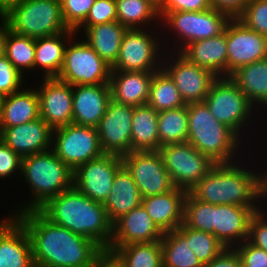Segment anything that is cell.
Returning a JSON list of instances; mask_svg holds the SVG:
<instances>
[{"label": "cell", "mask_w": 267, "mask_h": 267, "mask_svg": "<svg viewBox=\"0 0 267 267\" xmlns=\"http://www.w3.org/2000/svg\"><path fill=\"white\" fill-rule=\"evenodd\" d=\"M14 216L30 237L35 267H92L105 252L95 241L53 223L40 210Z\"/></svg>", "instance_id": "cell-1"}, {"label": "cell", "mask_w": 267, "mask_h": 267, "mask_svg": "<svg viewBox=\"0 0 267 267\" xmlns=\"http://www.w3.org/2000/svg\"><path fill=\"white\" fill-rule=\"evenodd\" d=\"M39 210L53 223L95 241L104 251L110 247L113 224L103 203L93 201L74 186L51 198Z\"/></svg>", "instance_id": "cell-2"}, {"label": "cell", "mask_w": 267, "mask_h": 267, "mask_svg": "<svg viewBox=\"0 0 267 267\" xmlns=\"http://www.w3.org/2000/svg\"><path fill=\"white\" fill-rule=\"evenodd\" d=\"M189 192L214 205L261 207L256 204L261 198L260 174L238 167L236 161L215 164Z\"/></svg>", "instance_id": "cell-3"}, {"label": "cell", "mask_w": 267, "mask_h": 267, "mask_svg": "<svg viewBox=\"0 0 267 267\" xmlns=\"http://www.w3.org/2000/svg\"><path fill=\"white\" fill-rule=\"evenodd\" d=\"M20 174L27 186L30 185L33 197L21 210L16 209V214L39 210L51 198L73 186V171L52 150L23 157Z\"/></svg>", "instance_id": "cell-4"}, {"label": "cell", "mask_w": 267, "mask_h": 267, "mask_svg": "<svg viewBox=\"0 0 267 267\" xmlns=\"http://www.w3.org/2000/svg\"><path fill=\"white\" fill-rule=\"evenodd\" d=\"M240 140V136L212 115L205 102L188 104L187 141L214 163L234 162Z\"/></svg>", "instance_id": "cell-5"}, {"label": "cell", "mask_w": 267, "mask_h": 267, "mask_svg": "<svg viewBox=\"0 0 267 267\" xmlns=\"http://www.w3.org/2000/svg\"><path fill=\"white\" fill-rule=\"evenodd\" d=\"M0 17L11 31L34 39L70 30L63 19L60 0H23Z\"/></svg>", "instance_id": "cell-6"}, {"label": "cell", "mask_w": 267, "mask_h": 267, "mask_svg": "<svg viewBox=\"0 0 267 267\" xmlns=\"http://www.w3.org/2000/svg\"><path fill=\"white\" fill-rule=\"evenodd\" d=\"M204 102L219 122L241 138L240 129L243 131L245 124H249L254 105L229 76H220L214 81Z\"/></svg>", "instance_id": "cell-7"}, {"label": "cell", "mask_w": 267, "mask_h": 267, "mask_svg": "<svg viewBox=\"0 0 267 267\" xmlns=\"http://www.w3.org/2000/svg\"><path fill=\"white\" fill-rule=\"evenodd\" d=\"M159 15L160 20L163 19L165 25L168 24L167 27H172L170 30L175 31L172 35L176 34V38L179 36L177 39L181 40V47H177V52L180 51V53L190 43L219 36L231 19L227 13L213 7L197 12H159Z\"/></svg>", "instance_id": "cell-8"}, {"label": "cell", "mask_w": 267, "mask_h": 267, "mask_svg": "<svg viewBox=\"0 0 267 267\" xmlns=\"http://www.w3.org/2000/svg\"><path fill=\"white\" fill-rule=\"evenodd\" d=\"M175 187L190 191L216 164L188 141L158 150Z\"/></svg>", "instance_id": "cell-9"}, {"label": "cell", "mask_w": 267, "mask_h": 267, "mask_svg": "<svg viewBox=\"0 0 267 267\" xmlns=\"http://www.w3.org/2000/svg\"><path fill=\"white\" fill-rule=\"evenodd\" d=\"M66 46L64 61L58 79L75 85L109 84L111 66L84 40Z\"/></svg>", "instance_id": "cell-10"}, {"label": "cell", "mask_w": 267, "mask_h": 267, "mask_svg": "<svg viewBox=\"0 0 267 267\" xmlns=\"http://www.w3.org/2000/svg\"><path fill=\"white\" fill-rule=\"evenodd\" d=\"M51 149L72 171L104 154L96 127L71 123L53 130Z\"/></svg>", "instance_id": "cell-11"}, {"label": "cell", "mask_w": 267, "mask_h": 267, "mask_svg": "<svg viewBox=\"0 0 267 267\" xmlns=\"http://www.w3.org/2000/svg\"><path fill=\"white\" fill-rule=\"evenodd\" d=\"M148 32L143 29H127L117 61L111 67L112 71L155 72L162 68L161 59L165 56L159 54L160 40L157 41Z\"/></svg>", "instance_id": "cell-12"}, {"label": "cell", "mask_w": 267, "mask_h": 267, "mask_svg": "<svg viewBox=\"0 0 267 267\" xmlns=\"http://www.w3.org/2000/svg\"><path fill=\"white\" fill-rule=\"evenodd\" d=\"M122 164L131 174L142 198L175 188L158 150L132 151L122 156Z\"/></svg>", "instance_id": "cell-13"}, {"label": "cell", "mask_w": 267, "mask_h": 267, "mask_svg": "<svg viewBox=\"0 0 267 267\" xmlns=\"http://www.w3.org/2000/svg\"><path fill=\"white\" fill-rule=\"evenodd\" d=\"M122 166V156L104 153L73 171V186L93 201L104 203Z\"/></svg>", "instance_id": "cell-14"}, {"label": "cell", "mask_w": 267, "mask_h": 267, "mask_svg": "<svg viewBox=\"0 0 267 267\" xmlns=\"http://www.w3.org/2000/svg\"><path fill=\"white\" fill-rule=\"evenodd\" d=\"M174 54H177L176 58ZM174 54H172V58L169 55V59H172L173 63L169 61L168 57L164 58V61L162 60V68L173 79L182 100L185 104L204 102L218 76L207 68L191 63L180 52ZM165 61L167 64L164 63Z\"/></svg>", "instance_id": "cell-15"}, {"label": "cell", "mask_w": 267, "mask_h": 267, "mask_svg": "<svg viewBox=\"0 0 267 267\" xmlns=\"http://www.w3.org/2000/svg\"><path fill=\"white\" fill-rule=\"evenodd\" d=\"M134 106L119 104L112 99L96 126L104 153L119 156L132 152L131 126Z\"/></svg>", "instance_id": "cell-16"}, {"label": "cell", "mask_w": 267, "mask_h": 267, "mask_svg": "<svg viewBox=\"0 0 267 267\" xmlns=\"http://www.w3.org/2000/svg\"><path fill=\"white\" fill-rule=\"evenodd\" d=\"M227 76L238 68L267 58V36L246 27L237 18L226 25Z\"/></svg>", "instance_id": "cell-17"}, {"label": "cell", "mask_w": 267, "mask_h": 267, "mask_svg": "<svg viewBox=\"0 0 267 267\" xmlns=\"http://www.w3.org/2000/svg\"><path fill=\"white\" fill-rule=\"evenodd\" d=\"M42 82V86L36 89L40 117L52 130L71 124L73 86L57 77L43 78Z\"/></svg>", "instance_id": "cell-18"}, {"label": "cell", "mask_w": 267, "mask_h": 267, "mask_svg": "<svg viewBox=\"0 0 267 267\" xmlns=\"http://www.w3.org/2000/svg\"><path fill=\"white\" fill-rule=\"evenodd\" d=\"M52 137L53 130L41 117L22 125L0 127V139L21 158L51 150Z\"/></svg>", "instance_id": "cell-19"}, {"label": "cell", "mask_w": 267, "mask_h": 267, "mask_svg": "<svg viewBox=\"0 0 267 267\" xmlns=\"http://www.w3.org/2000/svg\"><path fill=\"white\" fill-rule=\"evenodd\" d=\"M0 267H35L30 237L13 214L0 221Z\"/></svg>", "instance_id": "cell-20"}, {"label": "cell", "mask_w": 267, "mask_h": 267, "mask_svg": "<svg viewBox=\"0 0 267 267\" xmlns=\"http://www.w3.org/2000/svg\"><path fill=\"white\" fill-rule=\"evenodd\" d=\"M260 209L261 207L215 205L214 236L227 248L243 243L248 238L250 220Z\"/></svg>", "instance_id": "cell-21"}, {"label": "cell", "mask_w": 267, "mask_h": 267, "mask_svg": "<svg viewBox=\"0 0 267 267\" xmlns=\"http://www.w3.org/2000/svg\"><path fill=\"white\" fill-rule=\"evenodd\" d=\"M163 234L141 205L123 215L113 224L110 246L159 241Z\"/></svg>", "instance_id": "cell-22"}, {"label": "cell", "mask_w": 267, "mask_h": 267, "mask_svg": "<svg viewBox=\"0 0 267 267\" xmlns=\"http://www.w3.org/2000/svg\"><path fill=\"white\" fill-rule=\"evenodd\" d=\"M111 100L109 84L73 86L72 123L96 127Z\"/></svg>", "instance_id": "cell-23"}, {"label": "cell", "mask_w": 267, "mask_h": 267, "mask_svg": "<svg viewBox=\"0 0 267 267\" xmlns=\"http://www.w3.org/2000/svg\"><path fill=\"white\" fill-rule=\"evenodd\" d=\"M186 193L175 187L169 192L142 198L141 205L163 233L170 232L183 224Z\"/></svg>", "instance_id": "cell-24"}, {"label": "cell", "mask_w": 267, "mask_h": 267, "mask_svg": "<svg viewBox=\"0 0 267 267\" xmlns=\"http://www.w3.org/2000/svg\"><path fill=\"white\" fill-rule=\"evenodd\" d=\"M154 72L111 71V99L134 107L148 103L149 87Z\"/></svg>", "instance_id": "cell-25"}, {"label": "cell", "mask_w": 267, "mask_h": 267, "mask_svg": "<svg viewBox=\"0 0 267 267\" xmlns=\"http://www.w3.org/2000/svg\"><path fill=\"white\" fill-rule=\"evenodd\" d=\"M181 54L191 63L211 70L218 77L227 76L226 27L219 36L190 43Z\"/></svg>", "instance_id": "cell-26"}, {"label": "cell", "mask_w": 267, "mask_h": 267, "mask_svg": "<svg viewBox=\"0 0 267 267\" xmlns=\"http://www.w3.org/2000/svg\"><path fill=\"white\" fill-rule=\"evenodd\" d=\"M142 196L131 174L122 166L114 177L108 198L103 203L108 218L114 224L123 215L141 206Z\"/></svg>", "instance_id": "cell-27"}, {"label": "cell", "mask_w": 267, "mask_h": 267, "mask_svg": "<svg viewBox=\"0 0 267 267\" xmlns=\"http://www.w3.org/2000/svg\"><path fill=\"white\" fill-rule=\"evenodd\" d=\"M34 89H20L3 96L0 107V127L22 125L40 118L39 96L36 88Z\"/></svg>", "instance_id": "cell-28"}, {"label": "cell", "mask_w": 267, "mask_h": 267, "mask_svg": "<svg viewBox=\"0 0 267 267\" xmlns=\"http://www.w3.org/2000/svg\"><path fill=\"white\" fill-rule=\"evenodd\" d=\"M84 29V41L111 67L117 61L120 46L127 28L118 21L104 23L92 27H78Z\"/></svg>", "instance_id": "cell-29"}, {"label": "cell", "mask_w": 267, "mask_h": 267, "mask_svg": "<svg viewBox=\"0 0 267 267\" xmlns=\"http://www.w3.org/2000/svg\"><path fill=\"white\" fill-rule=\"evenodd\" d=\"M74 30L35 39V59L34 68L39 66L43 70V78L58 77L60 74L66 44L75 35ZM68 38V43L65 42Z\"/></svg>", "instance_id": "cell-30"}, {"label": "cell", "mask_w": 267, "mask_h": 267, "mask_svg": "<svg viewBox=\"0 0 267 267\" xmlns=\"http://www.w3.org/2000/svg\"><path fill=\"white\" fill-rule=\"evenodd\" d=\"M229 77L254 106L267 107V58L242 66Z\"/></svg>", "instance_id": "cell-31"}, {"label": "cell", "mask_w": 267, "mask_h": 267, "mask_svg": "<svg viewBox=\"0 0 267 267\" xmlns=\"http://www.w3.org/2000/svg\"><path fill=\"white\" fill-rule=\"evenodd\" d=\"M158 112L148 104L134 107L131 126L132 151L159 150Z\"/></svg>", "instance_id": "cell-32"}, {"label": "cell", "mask_w": 267, "mask_h": 267, "mask_svg": "<svg viewBox=\"0 0 267 267\" xmlns=\"http://www.w3.org/2000/svg\"><path fill=\"white\" fill-rule=\"evenodd\" d=\"M106 252L112 253L124 267H163L161 240L110 246Z\"/></svg>", "instance_id": "cell-33"}, {"label": "cell", "mask_w": 267, "mask_h": 267, "mask_svg": "<svg viewBox=\"0 0 267 267\" xmlns=\"http://www.w3.org/2000/svg\"><path fill=\"white\" fill-rule=\"evenodd\" d=\"M163 267H204L189 248L187 237L179 230L165 232L161 239Z\"/></svg>", "instance_id": "cell-34"}, {"label": "cell", "mask_w": 267, "mask_h": 267, "mask_svg": "<svg viewBox=\"0 0 267 267\" xmlns=\"http://www.w3.org/2000/svg\"><path fill=\"white\" fill-rule=\"evenodd\" d=\"M147 104L157 112L186 105L173 79L163 68L153 73Z\"/></svg>", "instance_id": "cell-35"}, {"label": "cell", "mask_w": 267, "mask_h": 267, "mask_svg": "<svg viewBox=\"0 0 267 267\" xmlns=\"http://www.w3.org/2000/svg\"><path fill=\"white\" fill-rule=\"evenodd\" d=\"M157 128L160 147L186 142L188 138V104L180 108L158 112Z\"/></svg>", "instance_id": "cell-36"}, {"label": "cell", "mask_w": 267, "mask_h": 267, "mask_svg": "<svg viewBox=\"0 0 267 267\" xmlns=\"http://www.w3.org/2000/svg\"><path fill=\"white\" fill-rule=\"evenodd\" d=\"M117 21L127 29H142L151 20H160L159 9L149 0H115ZM141 26V27H140Z\"/></svg>", "instance_id": "cell-37"}, {"label": "cell", "mask_w": 267, "mask_h": 267, "mask_svg": "<svg viewBox=\"0 0 267 267\" xmlns=\"http://www.w3.org/2000/svg\"><path fill=\"white\" fill-rule=\"evenodd\" d=\"M5 56L22 75L34 69L35 39L11 31L5 23Z\"/></svg>", "instance_id": "cell-38"}, {"label": "cell", "mask_w": 267, "mask_h": 267, "mask_svg": "<svg viewBox=\"0 0 267 267\" xmlns=\"http://www.w3.org/2000/svg\"><path fill=\"white\" fill-rule=\"evenodd\" d=\"M214 211V204L198 200L187 191L183 214V223L186 226L214 235Z\"/></svg>", "instance_id": "cell-39"}, {"label": "cell", "mask_w": 267, "mask_h": 267, "mask_svg": "<svg viewBox=\"0 0 267 267\" xmlns=\"http://www.w3.org/2000/svg\"><path fill=\"white\" fill-rule=\"evenodd\" d=\"M178 229L187 237L189 248L203 265L208 264L226 248L213 234L194 230L184 223Z\"/></svg>", "instance_id": "cell-40"}, {"label": "cell", "mask_w": 267, "mask_h": 267, "mask_svg": "<svg viewBox=\"0 0 267 267\" xmlns=\"http://www.w3.org/2000/svg\"><path fill=\"white\" fill-rule=\"evenodd\" d=\"M236 18L258 34L267 36V0H249Z\"/></svg>", "instance_id": "cell-41"}, {"label": "cell", "mask_w": 267, "mask_h": 267, "mask_svg": "<svg viewBox=\"0 0 267 267\" xmlns=\"http://www.w3.org/2000/svg\"><path fill=\"white\" fill-rule=\"evenodd\" d=\"M63 19L70 30H76L86 19L95 0H60Z\"/></svg>", "instance_id": "cell-42"}, {"label": "cell", "mask_w": 267, "mask_h": 267, "mask_svg": "<svg viewBox=\"0 0 267 267\" xmlns=\"http://www.w3.org/2000/svg\"><path fill=\"white\" fill-rule=\"evenodd\" d=\"M117 21L115 0H95L85 21L79 27H92Z\"/></svg>", "instance_id": "cell-43"}, {"label": "cell", "mask_w": 267, "mask_h": 267, "mask_svg": "<svg viewBox=\"0 0 267 267\" xmlns=\"http://www.w3.org/2000/svg\"><path fill=\"white\" fill-rule=\"evenodd\" d=\"M22 75L5 55L0 57V94L10 95L22 89L24 82ZM21 86V87H20Z\"/></svg>", "instance_id": "cell-44"}, {"label": "cell", "mask_w": 267, "mask_h": 267, "mask_svg": "<svg viewBox=\"0 0 267 267\" xmlns=\"http://www.w3.org/2000/svg\"><path fill=\"white\" fill-rule=\"evenodd\" d=\"M260 209L251 218L247 241L267 252V214Z\"/></svg>", "instance_id": "cell-45"}, {"label": "cell", "mask_w": 267, "mask_h": 267, "mask_svg": "<svg viewBox=\"0 0 267 267\" xmlns=\"http://www.w3.org/2000/svg\"><path fill=\"white\" fill-rule=\"evenodd\" d=\"M238 252L242 267H267V252L247 240L234 247Z\"/></svg>", "instance_id": "cell-46"}, {"label": "cell", "mask_w": 267, "mask_h": 267, "mask_svg": "<svg viewBox=\"0 0 267 267\" xmlns=\"http://www.w3.org/2000/svg\"><path fill=\"white\" fill-rule=\"evenodd\" d=\"M22 158L0 139V179L21 172Z\"/></svg>", "instance_id": "cell-47"}, {"label": "cell", "mask_w": 267, "mask_h": 267, "mask_svg": "<svg viewBox=\"0 0 267 267\" xmlns=\"http://www.w3.org/2000/svg\"><path fill=\"white\" fill-rule=\"evenodd\" d=\"M212 8L210 0H165L159 12H197Z\"/></svg>", "instance_id": "cell-48"}, {"label": "cell", "mask_w": 267, "mask_h": 267, "mask_svg": "<svg viewBox=\"0 0 267 267\" xmlns=\"http://www.w3.org/2000/svg\"><path fill=\"white\" fill-rule=\"evenodd\" d=\"M204 267H241V260L235 248H225Z\"/></svg>", "instance_id": "cell-49"}, {"label": "cell", "mask_w": 267, "mask_h": 267, "mask_svg": "<svg viewBox=\"0 0 267 267\" xmlns=\"http://www.w3.org/2000/svg\"><path fill=\"white\" fill-rule=\"evenodd\" d=\"M213 8L236 18L245 8L249 0H210Z\"/></svg>", "instance_id": "cell-50"}, {"label": "cell", "mask_w": 267, "mask_h": 267, "mask_svg": "<svg viewBox=\"0 0 267 267\" xmlns=\"http://www.w3.org/2000/svg\"><path fill=\"white\" fill-rule=\"evenodd\" d=\"M92 267H124L118 259L109 252H104Z\"/></svg>", "instance_id": "cell-51"}, {"label": "cell", "mask_w": 267, "mask_h": 267, "mask_svg": "<svg viewBox=\"0 0 267 267\" xmlns=\"http://www.w3.org/2000/svg\"><path fill=\"white\" fill-rule=\"evenodd\" d=\"M0 57L5 55V21L0 17Z\"/></svg>", "instance_id": "cell-52"}, {"label": "cell", "mask_w": 267, "mask_h": 267, "mask_svg": "<svg viewBox=\"0 0 267 267\" xmlns=\"http://www.w3.org/2000/svg\"><path fill=\"white\" fill-rule=\"evenodd\" d=\"M22 1L23 0H0V16L4 14L11 6Z\"/></svg>", "instance_id": "cell-53"}, {"label": "cell", "mask_w": 267, "mask_h": 267, "mask_svg": "<svg viewBox=\"0 0 267 267\" xmlns=\"http://www.w3.org/2000/svg\"><path fill=\"white\" fill-rule=\"evenodd\" d=\"M266 171H264L265 173L264 172L260 173V184H261V198L260 199L261 200L264 199V197L267 198V172Z\"/></svg>", "instance_id": "cell-54"}, {"label": "cell", "mask_w": 267, "mask_h": 267, "mask_svg": "<svg viewBox=\"0 0 267 267\" xmlns=\"http://www.w3.org/2000/svg\"><path fill=\"white\" fill-rule=\"evenodd\" d=\"M149 1L153 5H155L158 9H160L163 6L164 2H165V0H149Z\"/></svg>", "instance_id": "cell-55"}, {"label": "cell", "mask_w": 267, "mask_h": 267, "mask_svg": "<svg viewBox=\"0 0 267 267\" xmlns=\"http://www.w3.org/2000/svg\"><path fill=\"white\" fill-rule=\"evenodd\" d=\"M2 99H3V95L0 94V107H1V104H2Z\"/></svg>", "instance_id": "cell-56"}]
</instances>
